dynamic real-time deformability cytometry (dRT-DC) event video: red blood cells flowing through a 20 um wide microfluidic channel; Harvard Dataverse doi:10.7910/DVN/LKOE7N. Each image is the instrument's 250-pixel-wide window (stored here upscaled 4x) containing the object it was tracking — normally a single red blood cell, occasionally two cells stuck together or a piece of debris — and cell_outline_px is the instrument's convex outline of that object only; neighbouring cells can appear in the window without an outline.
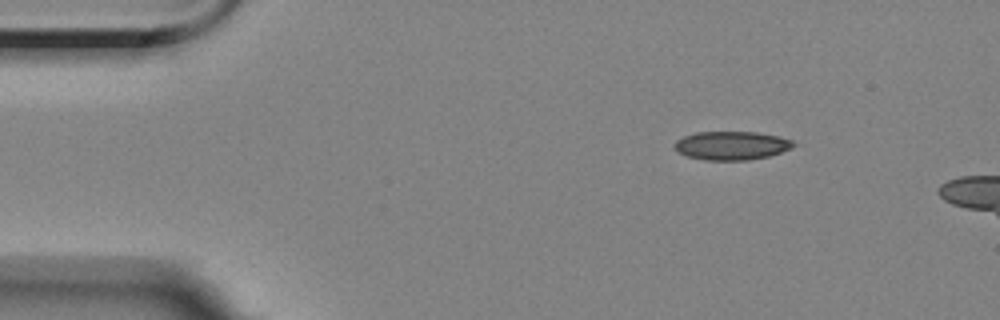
{"species": "Egyptian fruit bat (a non-hibernating species)", "species_latin": "Rousettus aegyptiacus", "temperature_condition": "room temperature", "stored_images_in_passage": 4, "camera_frame_rate_fps": 3000, "um_per_image_px": 0.085, "animal": {"sex": "female"}, "frame": {"image": 1, "passage_image": 1, "time_ms": 0.0, "image_size_px": [1000, 320], "cell_outline_px": [[796, 144], [792, 148], [768, 156], [748, 160], [704, 160], [688, 156], [680, 152], [672, 144], [676, 140], [684, 136], [696, 132], [756, 132], [776, 136], [792, 140]], "centroid_in_image_um": [62.17, 12.37], "position_along_channel_um": 22.8, "area_um2": 19.65}}
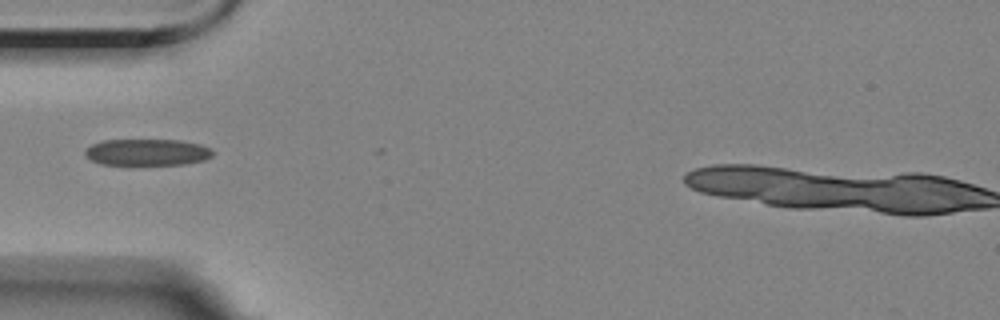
{"frame": {"image": 2, "passage_image": 4, "time_ms": 3.333, "image_size_px": [1000, 320], "cell_outline_px": [[212, 156], [204, 160], [184, 164], [128, 168], [100, 164], [92, 160], [84, 152], [92, 144], [104, 140], [180, 140], [200, 144], [208, 148], [212, 152]], "centroid_in_image_um": [12.47, 13.0], "position_along_channel_um": 72.5, "area_um2": 20.63}}